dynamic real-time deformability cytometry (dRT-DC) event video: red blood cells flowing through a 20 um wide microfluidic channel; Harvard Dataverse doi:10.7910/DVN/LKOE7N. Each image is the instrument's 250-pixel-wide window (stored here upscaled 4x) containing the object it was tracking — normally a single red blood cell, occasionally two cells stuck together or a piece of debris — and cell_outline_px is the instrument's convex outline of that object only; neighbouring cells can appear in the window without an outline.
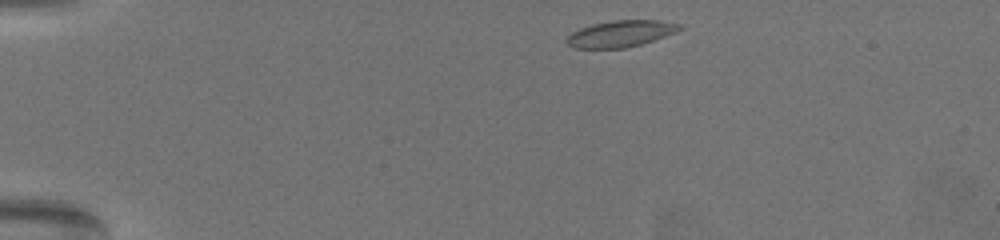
{"species": "common noctule bat (a hibernating species)", "species_latin": "Nyctalus noctula", "temperature_condition": "warm", "stored_images_in_passage": 52, "camera_frame_rate_fps": 3000, "um_per_image_px": 0.085, "animal": {"sex": "female", "body_mass_g": 19.5, "forearm_length_mm": 54.1}, "frame": {"image": 1, "passage_image": 1, "time_ms": 0.0, "image_size_px": [1000, 240], "cell_outline_px": [[684, 28], [676, 32], [640, 44], [624, 48], [572, 48], [564, 40], [572, 32], [580, 28], [592, 24], [612, 20], [660, 20], [684, 24]], "centroid_in_image_um": [52.77, 2.85], "position_along_channel_um": 32.2, "area_um2": 17.51}}
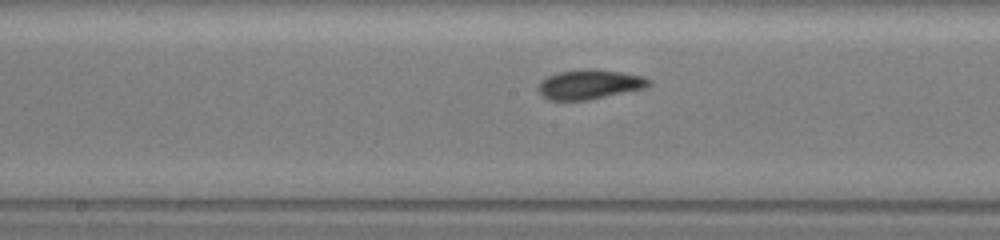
{"frame": {"image": 2, "passage_image": 23, "time_ms": 7.333, "image_size_px": [1000, 240], "cell_outline_px": [[652, 84], [644, 88], [588, 100], [548, 100], [536, 88], [540, 80], [556, 72], [592, 68], [620, 72], [644, 76], [652, 80]], "centroid_in_image_um": [50.1, 7.16], "position_along_channel_um": 198.1, "area_um2": 19.13}}
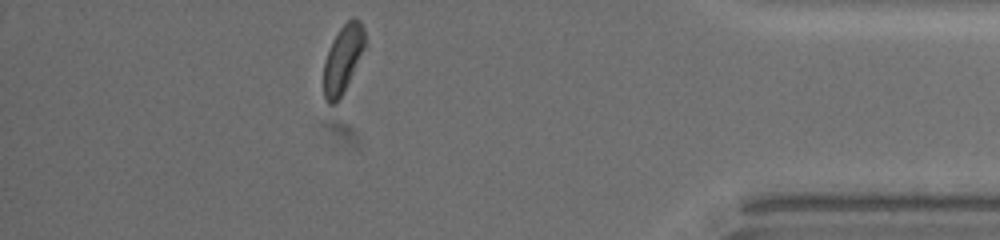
{"frame": {"image": 3, "passage_image": 45, "time_ms": 14.667, "image_size_px": [1000, 240], "cell_outline_px": [[368, 44], [336, 104], [328, 104], [324, 100], [324, 60], [332, 40], [340, 28], [352, 16], [356, 16], [360, 20], [364, 28]], "centroid_in_image_um": [29.18, 4.95], "position_along_channel_um": 406.0, "area_um2": 16.59}, "authors_computed_cell_mechanics": {"area_um2": 17.8891, "velocity_mm_per_s": 3.3233, "shape_relaxation_time_tau1_ms": 3.5409, "shape_relaxation_time_tau2_ms": 4.2121, "deformation_change_tau1": 0.1192, "deformation_change_tau2": 0.0701}}